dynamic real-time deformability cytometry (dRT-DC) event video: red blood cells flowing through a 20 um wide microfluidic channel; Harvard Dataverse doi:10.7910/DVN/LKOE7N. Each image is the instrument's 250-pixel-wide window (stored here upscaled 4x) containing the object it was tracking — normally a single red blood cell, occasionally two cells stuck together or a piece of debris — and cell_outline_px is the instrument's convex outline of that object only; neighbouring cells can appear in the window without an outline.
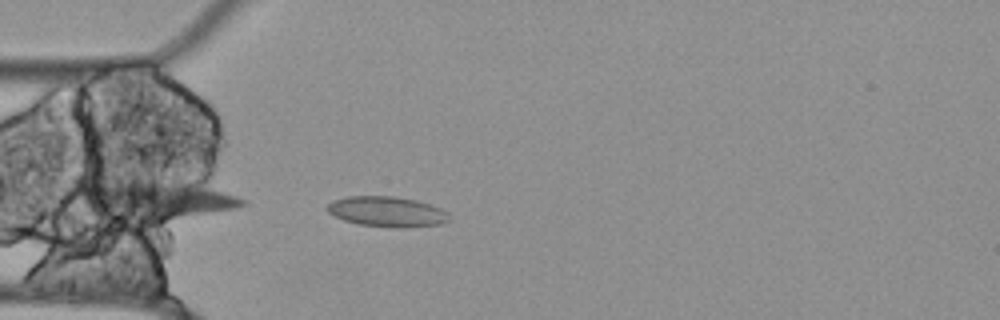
{"species": "Egyptian fruit bat (a non-hibernating species)", "species_latin": "Rousettus aegyptiacus", "temperature_condition": "cold", "stored_images_in_passage": 38, "camera_frame_rate_fps": 3000, "um_per_image_px": 0.085, "animal": {"sex": "female"}, "frame": {"image": 1, "passage_image": 1, "time_ms": 0.0, "image_size_px": [1000, 320], "cell_outline_px": [[448, 220], [440, 224], [360, 224], [344, 220], [328, 212], [328, 204], [336, 200], [348, 196], [392, 196], [416, 200], [440, 208], [448, 212]], "centroid_in_image_um": [32.85, 17.92], "position_along_channel_um": 52.2, "area_um2": 19.94}}
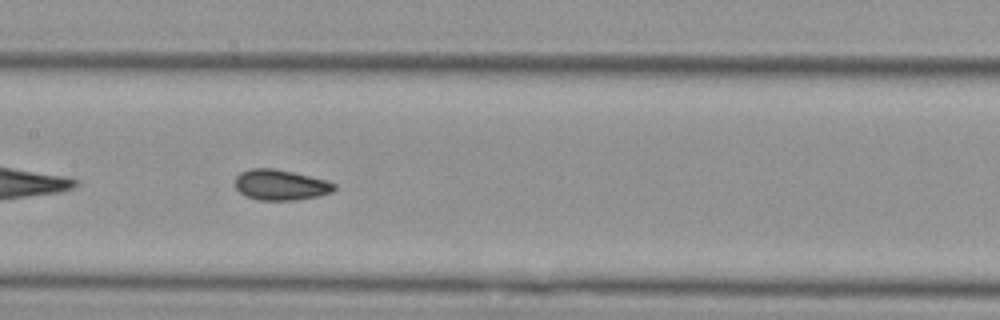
{"frame": {"image": 2, "passage_image": 12, "time_ms": 3.667, "image_size_px": [1000, 320], "cell_outline_px": [[336, 188], [332, 192], [320, 196], [296, 200], [256, 200], [244, 196], [236, 188], [236, 176], [240, 172], [252, 168], [272, 168], [292, 172], [328, 180], [336, 184]], "centroid_in_image_um": [23.86, 15.72], "position_along_channel_um": 183.5, "area_um2": 17.8}}
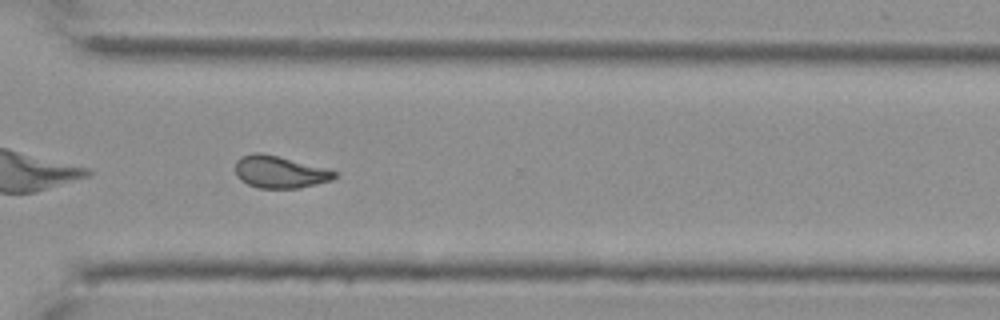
{"frame": {"image": 3, "passage_image": 26, "time_ms": 8.333, "image_size_px": [1000, 320], "cell_outline_px": [[336, 176], [332, 180], [300, 188], [256, 188], [240, 180], [236, 176], [236, 160], [240, 156], [256, 152], [260, 152], [324, 168], [336, 172]], "centroid_in_image_um": [23.72, 14.63], "position_along_channel_um": 346.9, "area_um2": 18.38}, "authors_computed_cell_mechanics": {"area_um2": 18.2359, "velocity_mm_per_s": 3.503, "shape_relaxation_time_tau1_ms": null, "shape_relaxation_time_tau2_ms": 3.277, "deformation_change_tau1": null, "deformation_change_tau2": 0.0785}}